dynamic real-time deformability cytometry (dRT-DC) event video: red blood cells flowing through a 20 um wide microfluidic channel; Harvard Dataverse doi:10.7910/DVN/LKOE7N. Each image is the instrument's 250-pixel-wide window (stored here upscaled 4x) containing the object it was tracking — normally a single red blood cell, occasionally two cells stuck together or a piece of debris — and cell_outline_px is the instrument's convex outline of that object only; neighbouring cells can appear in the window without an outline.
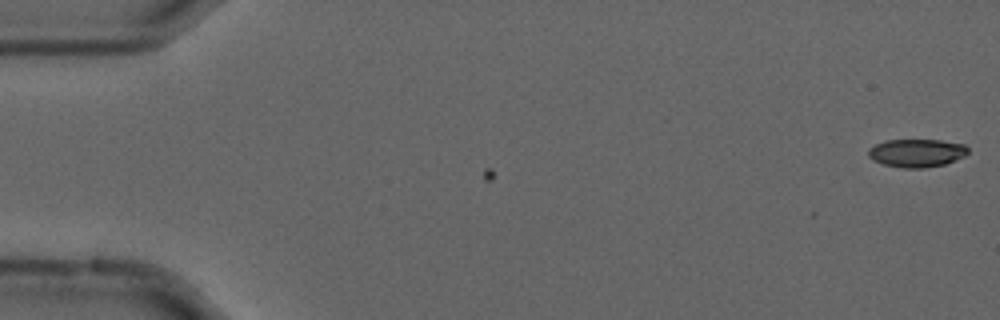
{"species": "common noctule bat (a hibernating species)", "species_latin": "Nyctalus noctula", "temperature_condition": "cold", "stored_images_in_passage": 5, "camera_frame_rate_fps": 3000, "um_per_image_px": 0.085, "animal": {"sex": "male", "forearm_length_mm": 52.5}, "frame": {"image": 1, "passage_image": 5, "time_ms": 1.333, "image_size_px": [1000, 320], "cell_outline_px": [[968, 152], [964, 156], [944, 164], [924, 168], [904, 168], [884, 164], [872, 160], [868, 156], [868, 148], [876, 144], [888, 140], [940, 140], [964, 144], [968, 148]], "centroid_in_image_um": [77.9, 13.0], "position_along_channel_um": 7.1, "area_um2": 16.24}}